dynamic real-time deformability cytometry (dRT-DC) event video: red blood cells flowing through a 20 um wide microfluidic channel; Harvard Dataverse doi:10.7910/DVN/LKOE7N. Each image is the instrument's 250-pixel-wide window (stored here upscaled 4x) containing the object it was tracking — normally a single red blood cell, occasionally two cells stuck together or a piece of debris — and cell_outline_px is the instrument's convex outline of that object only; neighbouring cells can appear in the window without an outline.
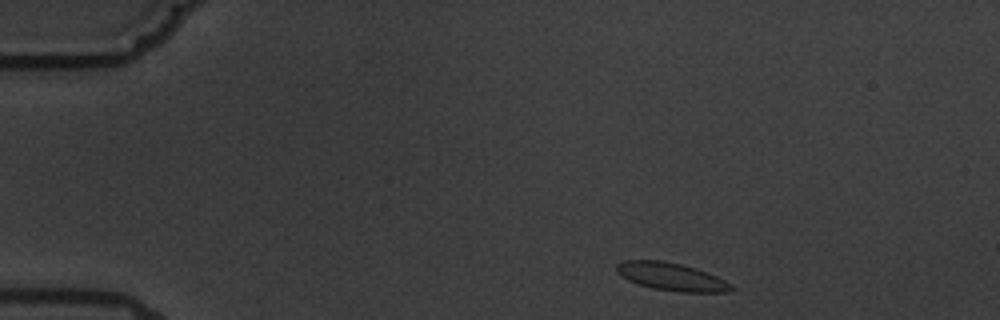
{"species": "common noctule bat (a hibernating species)", "species_latin": "Nyctalus noctula", "temperature_condition": "warm", "stored_images_in_passage": 3, "camera_frame_rate_fps": 3000, "um_per_image_px": 0.085, "animal": {"sex": "male", "body_mass_g": 19.5, "forearm_length_mm": 54.6}, "frame": {"image": 1, "passage_image": 1, "time_ms": 0.0, "image_size_px": [1000, 320], "cell_outline_px": [[736, 288], [728, 292], [680, 292], [652, 288], [628, 280], [616, 272], [616, 264], [620, 260], [660, 260], [680, 264], [716, 276], [732, 284]], "centroid_in_image_um": [57.04, 23.52], "position_along_channel_um": 28.0, "area_um2": 18.44}}